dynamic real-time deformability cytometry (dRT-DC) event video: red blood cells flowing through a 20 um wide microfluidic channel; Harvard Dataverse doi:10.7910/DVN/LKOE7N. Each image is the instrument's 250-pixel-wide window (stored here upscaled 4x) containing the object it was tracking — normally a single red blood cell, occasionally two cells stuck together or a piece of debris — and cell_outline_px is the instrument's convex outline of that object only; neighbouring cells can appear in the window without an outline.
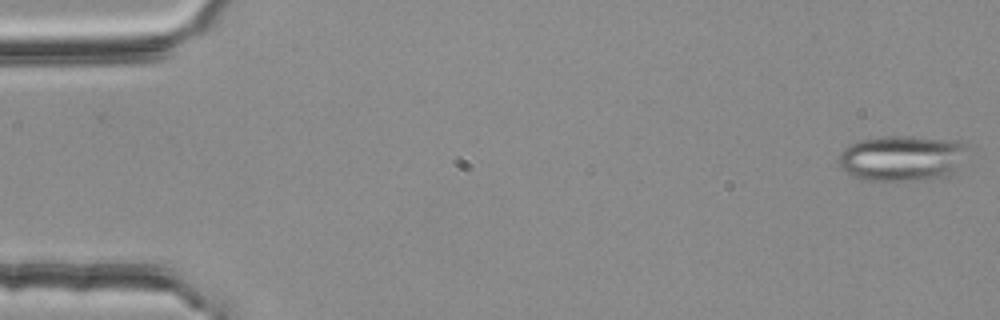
{"species": "common noctule bat (a hibernating species)", "species_latin": "Nyctalus noctula", "temperature_condition": "room temperature", "stored_images_in_passage": 13, "camera_frame_rate_fps": 3000, "um_per_image_px": 0.085, "animal": {"sex": "female", "body_mass_g": 25.1}, "frame": {"image": 1, "passage_image": 1, "time_ms": 0.0, "image_size_px": [1000, 320], "cell_outline_px": [[968, 148], [952, 168], [944, 176], [924, 180], [864, 180], [840, 168], [836, 160], [840, 152], [844, 148], [860, 140], [880, 136], [892, 136], [956, 140], [968, 144]], "centroid_in_image_um": [76.57, 13.43], "position_along_channel_um": 8.4, "area_um2": 33.52}}